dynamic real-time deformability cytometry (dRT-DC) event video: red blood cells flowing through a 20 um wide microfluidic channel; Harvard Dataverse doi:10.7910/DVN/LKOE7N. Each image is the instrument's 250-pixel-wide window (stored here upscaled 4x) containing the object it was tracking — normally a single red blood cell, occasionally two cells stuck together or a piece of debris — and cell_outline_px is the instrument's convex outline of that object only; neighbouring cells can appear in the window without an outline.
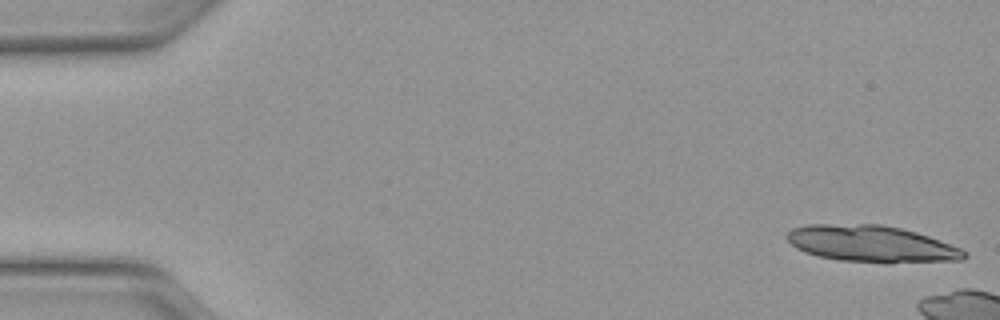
{"species": "Egyptian fruit bat (a non-hibernating species)", "species_latin": "Rousettus aegyptiacus", "temperature_condition": "warm", "stored_images_in_passage": 7, "camera_frame_rate_fps": 3000, "um_per_image_px": 0.085, "animal": {"sex": "female"}, "frame": {"image": 1, "passage_image": 1, "time_ms": 0.0, "image_size_px": [1000, 320], "cell_outline_px": [[968, 256], [964, 260], [892, 264], [884, 264], [840, 260], [820, 256], [804, 252], [796, 248], [788, 240], [788, 232], [792, 228], [808, 224], [880, 224], [900, 228], [916, 232], [928, 236], [960, 248], [968, 252]], "centroid_in_image_um": [74.13, 20.75], "position_along_channel_um": 10.9, "area_um2": 38.26}}